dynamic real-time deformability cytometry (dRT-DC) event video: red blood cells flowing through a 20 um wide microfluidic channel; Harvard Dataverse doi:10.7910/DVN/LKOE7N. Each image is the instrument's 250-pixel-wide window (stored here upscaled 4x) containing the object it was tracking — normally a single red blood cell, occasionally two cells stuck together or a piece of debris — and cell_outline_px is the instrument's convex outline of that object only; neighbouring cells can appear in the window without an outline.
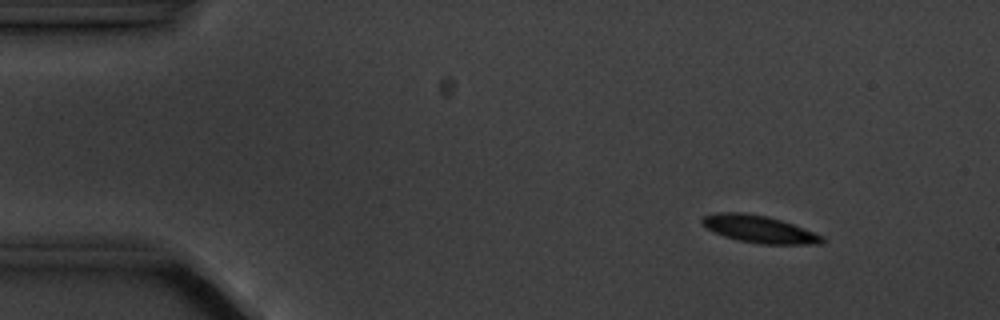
{"species": "common noctule bat (a hibernating species)", "species_latin": "Nyctalus noctula", "temperature_condition": "cold", "stored_images_in_passage": 5, "camera_frame_rate_fps": 3000, "um_per_image_px": 0.085, "animal": {"sex": "male", "body_mass_g": 20.1, "forearm_length_mm": 53.5}, "frame": {"image": 1, "passage_image": 2, "time_ms": 1.333, "image_size_px": [1000, 320], "cell_outline_px": [[824, 244], [760, 244], [736, 240], [724, 236], [708, 228], [700, 220], [704, 216], [716, 212], [744, 212], [768, 216], [792, 224], [824, 236]], "centroid_in_image_um": [64.54, 19.48], "position_along_channel_um": 20.5, "area_um2": 19.02}}